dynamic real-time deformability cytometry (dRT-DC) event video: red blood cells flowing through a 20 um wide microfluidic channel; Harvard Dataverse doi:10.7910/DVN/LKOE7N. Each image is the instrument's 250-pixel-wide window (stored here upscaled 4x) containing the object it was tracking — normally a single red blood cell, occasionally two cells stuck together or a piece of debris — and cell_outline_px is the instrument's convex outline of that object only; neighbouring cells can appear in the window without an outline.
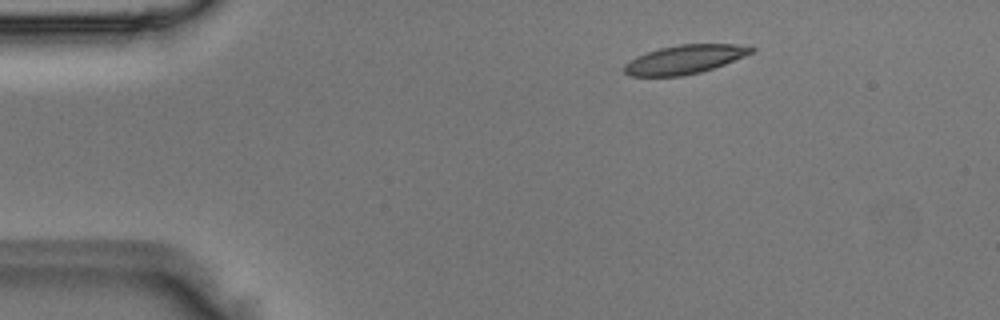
{"species": "Egyptian fruit bat (a non-hibernating species)", "species_latin": "Rousettus aegyptiacus", "temperature_condition": "room temperature", "stored_images_in_passage": 6, "camera_frame_rate_fps": 3000, "um_per_image_px": 0.085, "animal": {"sex": "male"}, "frame": {"image": 1, "passage_image": 2, "time_ms": 0.333, "image_size_px": [1000, 320], "cell_outline_px": [[756, 52], [724, 64], [700, 72], [680, 76], [628, 76], [624, 72], [624, 64], [628, 60], [636, 56], [660, 48], [680, 44], [736, 44], [756, 48]], "centroid_in_image_um": [58.19, 5.05], "position_along_channel_um": 26.8, "area_um2": 21.33}}
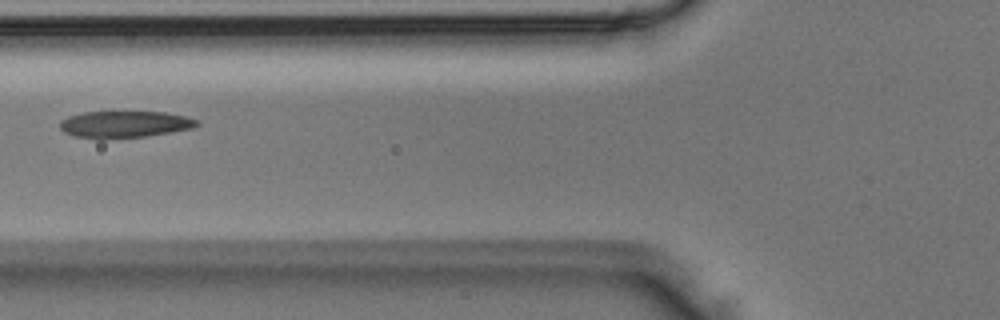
{"frame": {"image": 2, "passage_image": 5, "time_ms": 1.333, "image_size_px": [1000, 320], "cell_outline_px": [[200, 124], [192, 128], [144, 136], [104, 140], [100, 140], [76, 136], [64, 132], [60, 128], [60, 120], [68, 116], [84, 112], [164, 112], [184, 116], [200, 120]], "centroid_in_image_um": [10.56, 10.57], "position_along_channel_um": 115.2, "area_um2": 21.44}}
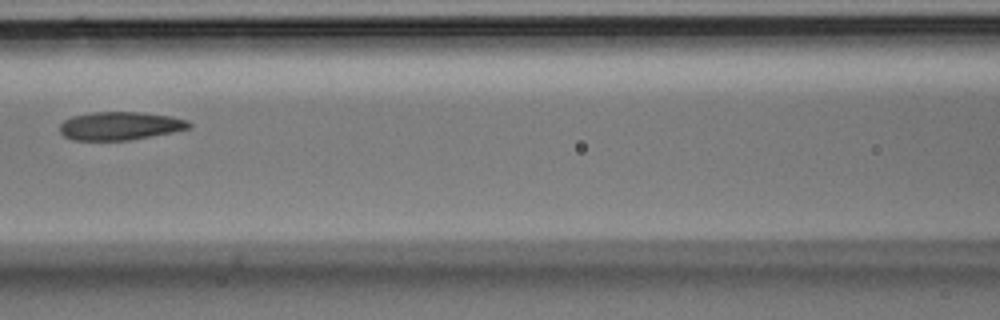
{"frame": {"image": 3, "passage_image": 6, "time_ms": 1.667, "image_size_px": [1000, 320], "cell_outline_px": [[192, 128], [172, 132], [128, 140], [72, 140], [64, 136], [60, 132], [60, 124], [64, 120], [72, 116], [92, 112], [140, 112], [172, 116], [188, 120], [192, 124]], "centroid_in_image_um": [10.22, 10.69], "position_along_channel_um": 156.4, "area_um2": 21.33}}